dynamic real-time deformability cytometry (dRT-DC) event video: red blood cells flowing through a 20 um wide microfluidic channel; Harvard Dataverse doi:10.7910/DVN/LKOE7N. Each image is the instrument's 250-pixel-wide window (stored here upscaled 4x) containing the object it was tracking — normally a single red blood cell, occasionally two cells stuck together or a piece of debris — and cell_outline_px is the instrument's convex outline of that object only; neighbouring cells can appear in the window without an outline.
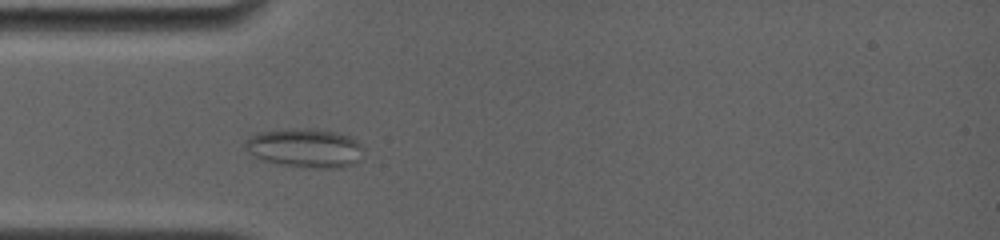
{"species": "common noctule bat (a hibernating species)", "species_latin": "Nyctalus noctula", "temperature_condition": "room temperature", "stored_images_in_passage": 6, "camera_frame_rate_fps": 4000, "um_per_image_px": 0.085, "animal": {"sex": "female", "body_mass_g": 19.0, "forearm_length_mm": 56.7}, "frame": {"image": 1, "passage_image": 4, "time_ms": 1.75, "image_size_px": [1000, 240], "cell_outline_px": [[364, 148], [356, 160], [352, 164], [340, 168], [324, 168], [280, 164], [264, 160], [256, 156], [244, 148], [244, 140], [260, 132], [288, 128], [316, 128], [336, 132], [348, 136], [356, 140]], "centroid_in_image_um": [25.92, 12.55], "position_along_channel_um": 59.1, "area_um2": 26.59}}
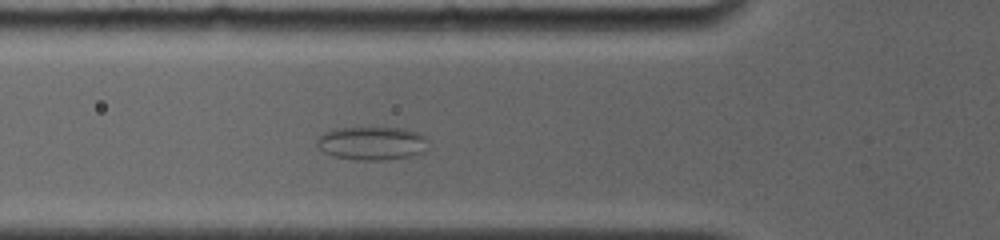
{"frame": {"image": 2, "passage_image": 6, "time_ms": 2.75, "image_size_px": [1000, 240], "cell_outline_px": [[424, 140], [420, 152], [408, 156], [380, 160], [360, 160], [332, 156], [324, 152], [316, 144], [316, 136], [324, 132], [336, 128], [400, 128], [416, 132], [424, 136]], "centroid_in_image_um": [31.46, 12.17], "position_along_channel_um": 94.3, "area_um2": 21.1}}